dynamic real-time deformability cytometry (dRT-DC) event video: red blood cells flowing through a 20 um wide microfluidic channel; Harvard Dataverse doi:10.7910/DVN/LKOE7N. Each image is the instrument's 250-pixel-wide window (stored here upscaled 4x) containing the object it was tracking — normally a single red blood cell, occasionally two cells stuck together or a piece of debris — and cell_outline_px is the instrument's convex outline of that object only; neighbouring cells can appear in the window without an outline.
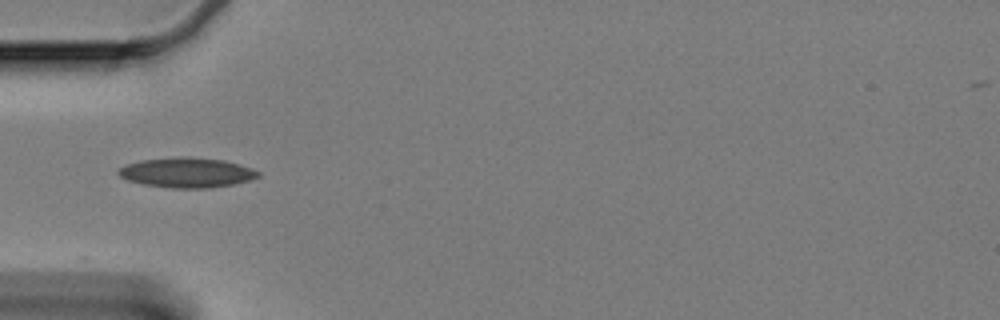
{"species": "Egyptian fruit bat (a non-hibernating species)", "species_latin": "Rousettus aegyptiacus", "temperature_condition": "cold", "stored_images_in_passage": 18, "camera_frame_rate_fps": 3000, "um_per_image_px": 0.085, "animal": {"sex": "female"}, "frame": {"image": 1, "passage_image": 1, "time_ms": 0.0, "image_size_px": [1000, 320], "cell_outline_px": [[260, 176], [248, 180], [232, 184], [212, 188], [168, 188], [144, 184], [128, 180], [120, 176], [116, 172], [120, 168], [128, 164], [144, 160], [180, 156], [188, 156], [224, 160], [252, 168], [260, 172]], "centroid_in_image_um": [15.9, 14.67], "position_along_channel_um": 69.1, "area_um2": 24.28}}
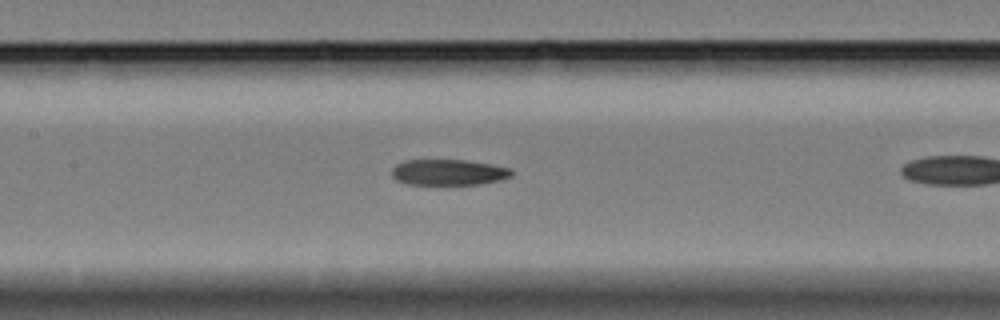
{"frame": {"image": 2, "passage_image": 6, "time_ms": 1.667, "image_size_px": [1000, 320], "cell_outline_px": [[512, 176], [500, 180], [480, 184], [408, 184], [396, 180], [392, 176], [392, 168], [396, 164], [404, 160], [464, 160], [512, 168]], "centroid_in_image_um": [38.11, 14.64], "position_along_channel_um": 169.3, "area_um2": 17.98}}
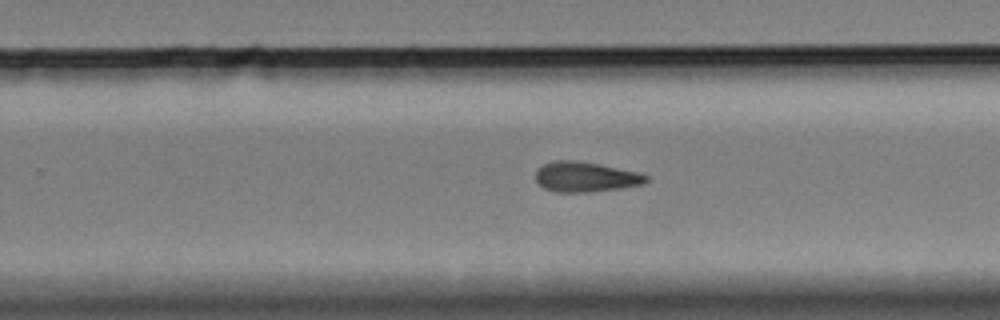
{"frame": {"image": 3, "passage_image": 16, "time_ms": 5.0, "image_size_px": [1000, 320], "cell_outline_px": [[648, 180], [644, 184], [620, 188], [588, 192], [556, 192], [544, 188], [536, 180], [536, 172], [544, 164], [552, 160], [576, 160], [600, 164], [636, 172], [648, 176]], "centroid_in_image_um": [49.76, 15.03], "position_along_channel_um": 280.0, "area_um2": 19.25}}